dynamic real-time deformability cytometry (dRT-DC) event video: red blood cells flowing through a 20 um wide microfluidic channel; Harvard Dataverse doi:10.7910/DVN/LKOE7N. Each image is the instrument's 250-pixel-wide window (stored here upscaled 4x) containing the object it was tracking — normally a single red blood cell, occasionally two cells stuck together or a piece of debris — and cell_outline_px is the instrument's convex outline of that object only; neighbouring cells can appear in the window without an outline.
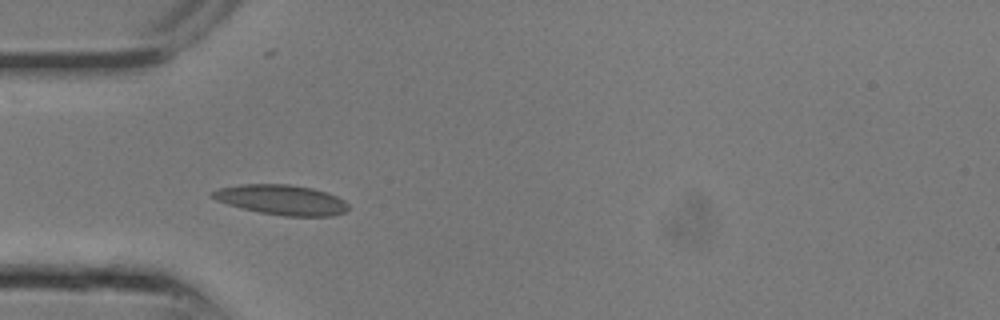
{"species": "common noctule bat (a hibernating species)", "species_latin": "Nyctalus noctula", "temperature_condition": "room temperature", "stored_images_in_passage": 4, "camera_frame_rate_fps": 3000, "um_per_image_px": 0.085, "animal": {"sex": "male", "body_mass_g": 13.3}, "frame": {"image": 1, "passage_image": 1, "time_ms": 0.0, "image_size_px": [1000, 320], "cell_outline_px": [[348, 212], [332, 216], [284, 216], [260, 212], [228, 204], [216, 200], [208, 196], [212, 192], [220, 188], [240, 184], [288, 184], [312, 188], [328, 192], [344, 200], [348, 204]], "centroid_in_image_um": [23.96, 16.98], "position_along_channel_um": 61.0, "area_um2": 23.81}}
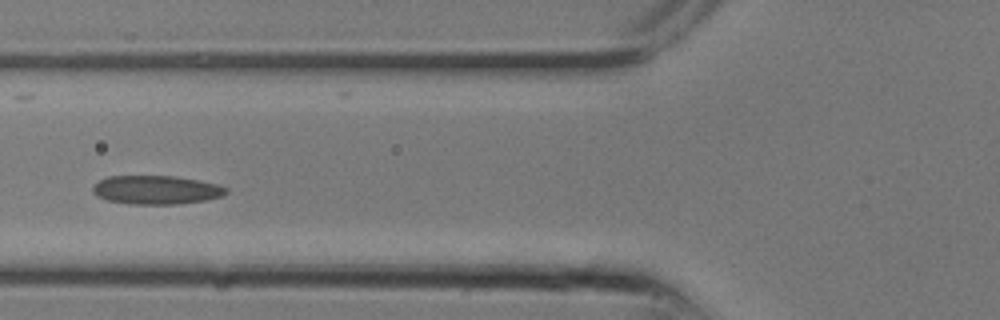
{"frame": {"image": 2, "passage_image": 3, "time_ms": 0.667, "image_size_px": [1000, 320], "cell_outline_px": [[228, 192], [224, 196], [208, 200], [176, 204], [132, 204], [108, 200], [96, 196], [92, 192], [92, 188], [100, 180], [108, 176], [176, 176], [200, 180], [216, 184], [228, 188]], "centroid_in_image_um": [13.32, 16.14], "position_along_channel_um": 112.5, "area_um2": 22.43}}